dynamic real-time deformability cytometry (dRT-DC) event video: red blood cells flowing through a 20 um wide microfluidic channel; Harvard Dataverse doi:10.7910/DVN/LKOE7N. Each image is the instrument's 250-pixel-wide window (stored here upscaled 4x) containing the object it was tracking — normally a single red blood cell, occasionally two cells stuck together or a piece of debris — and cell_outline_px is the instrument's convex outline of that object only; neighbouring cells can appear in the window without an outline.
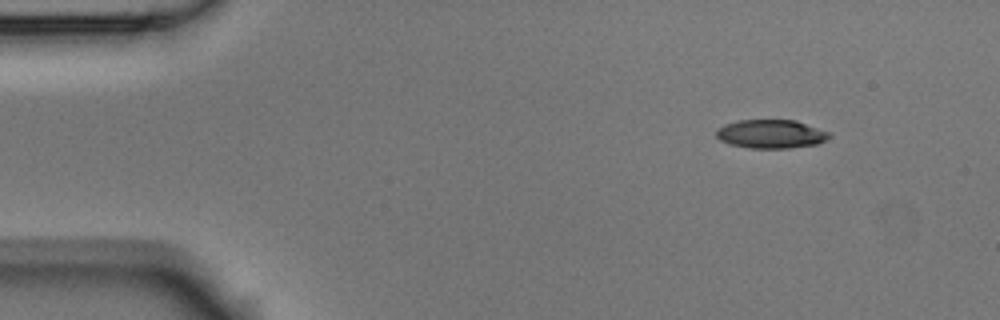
{"species": "Egyptian fruit bat (a non-hibernating species)", "species_latin": "Rousettus aegyptiacus", "temperature_condition": "room temperature", "stored_images_in_passage": 8, "camera_frame_rate_fps": 3000, "um_per_image_px": 0.085, "animal": {"sex": "male"}, "frame": {"image": 1, "passage_image": 1, "time_ms": 0.0, "image_size_px": [1000, 320], "cell_outline_px": [[832, 136], [828, 140], [816, 144], [788, 148], [748, 148], [728, 144], [720, 140], [716, 136], [716, 128], [724, 124], [740, 120], [796, 120], [832, 132]], "centroid_in_image_um": [65.56, 11.39], "position_along_channel_um": 19.4, "area_um2": 19.19}}
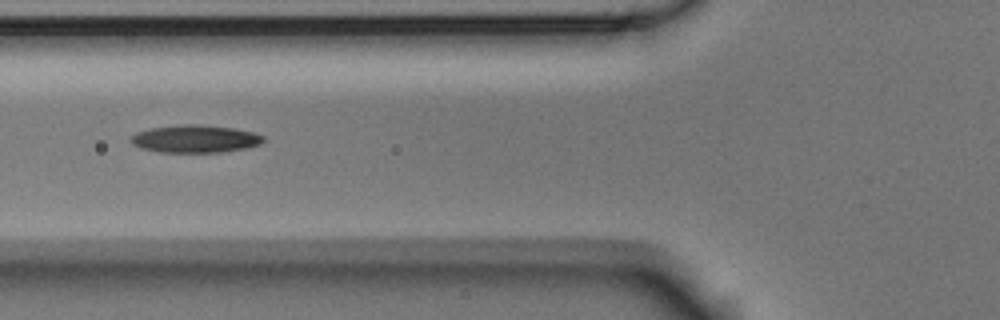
{"frame": {"image": 2, "passage_image": 5, "time_ms": 1.333, "image_size_px": [1000, 320], "cell_outline_px": [[264, 140], [260, 144], [248, 148], [224, 152], [160, 152], [140, 148], [132, 144], [128, 140], [128, 136], [136, 132], [152, 128], [180, 124], [196, 124], [232, 128], [252, 132], [264, 136]], "centroid_in_image_um": [16.54, 11.8], "position_along_channel_um": 109.3, "area_um2": 21.5}}
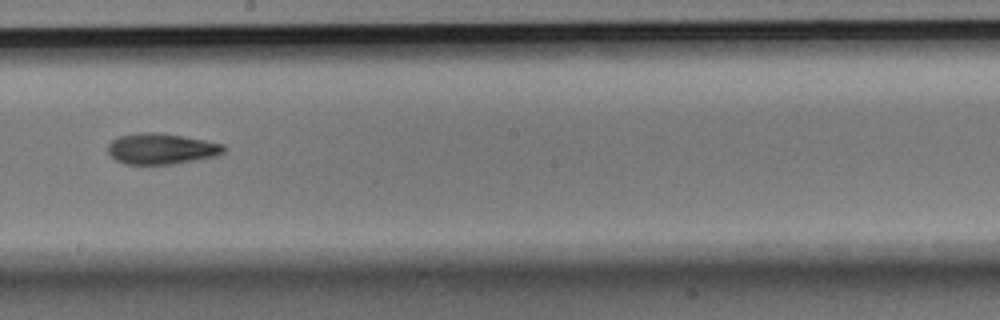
{"frame": {"image": 3, "passage_image": 8, "time_ms": 2.333, "image_size_px": [1000, 320], "cell_outline_px": [[228, 148], [224, 152], [216, 156], [172, 164], [124, 164], [116, 160], [108, 152], [108, 144], [112, 140], [120, 136], [140, 132], [152, 132], [180, 136], [204, 140], [224, 144]], "centroid_in_image_um": [13.72, 12.65], "position_along_channel_um": 234.5, "area_um2": 20.69}}